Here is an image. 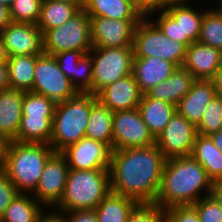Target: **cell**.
I'll use <instances>...</instances> for the list:
<instances>
[{
    "label": "cell",
    "mask_w": 222,
    "mask_h": 222,
    "mask_svg": "<svg viewBox=\"0 0 222 222\" xmlns=\"http://www.w3.org/2000/svg\"><path fill=\"white\" fill-rule=\"evenodd\" d=\"M166 158L156 144L111 151V191L139 202H155Z\"/></svg>",
    "instance_id": "cell-1"
},
{
    "label": "cell",
    "mask_w": 222,
    "mask_h": 222,
    "mask_svg": "<svg viewBox=\"0 0 222 222\" xmlns=\"http://www.w3.org/2000/svg\"><path fill=\"white\" fill-rule=\"evenodd\" d=\"M54 153L50 144L12 141L3 172L19 193H32L46 162Z\"/></svg>",
    "instance_id": "cell-4"
},
{
    "label": "cell",
    "mask_w": 222,
    "mask_h": 222,
    "mask_svg": "<svg viewBox=\"0 0 222 222\" xmlns=\"http://www.w3.org/2000/svg\"><path fill=\"white\" fill-rule=\"evenodd\" d=\"M111 149L104 143L83 138L67 146L60 153L66 158L69 169H109Z\"/></svg>",
    "instance_id": "cell-16"
},
{
    "label": "cell",
    "mask_w": 222,
    "mask_h": 222,
    "mask_svg": "<svg viewBox=\"0 0 222 222\" xmlns=\"http://www.w3.org/2000/svg\"><path fill=\"white\" fill-rule=\"evenodd\" d=\"M192 206L200 222H222V206L212 195L202 197Z\"/></svg>",
    "instance_id": "cell-37"
},
{
    "label": "cell",
    "mask_w": 222,
    "mask_h": 222,
    "mask_svg": "<svg viewBox=\"0 0 222 222\" xmlns=\"http://www.w3.org/2000/svg\"><path fill=\"white\" fill-rule=\"evenodd\" d=\"M94 48L133 46L134 33L140 20L89 17Z\"/></svg>",
    "instance_id": "cell-15"
},
{
    "label": "cell",
    "mask_w": 222,
    "mask_h": 222,
    "mask_svg": "<svg viewBox=\"0 0 222 222\" xmlns=\"http://www.w3.org/2000/svg\"><path fill=\"white\" fill-rule=\"evenodd\" d=\"M53 1H62L67 3H81L79 0H53Z\"/></svg>",
    "instance_id": "cell-54"
},
{
    "label": "cell",
    "mask_w": 222,
    "mask_h": 222,
    "mask_svg": "<svg viewBox=\"0 0 222 222\" xmlns=\"http://www.w3.org/2000/svg\"><path fill=\"white\" fill-rule=\"evenodd\" d=\"M222 63V51L200 42L190 44L186 49L183 67L196 80H211Z\"/></svg>",
    "instance_id": "cell-19"
},
{
    "label": "cell",
    "mask_w": 222,
    "mask_h": 222,
    "mask_svg": "<svg viewBox=\"0 0 222 222\" xmlns=\"http://www.w3.org/2000/svg\"><path fill=\"white\" fill-rule=\"evenodd\" d=\"M197 135V127L176 111L155 144L166 159L191 156Z\"/></svg>",
    "instance_id": "cell-13"
},
{
    "label": "cell",
    "mask_w": 222,
    "mask_h": 222,
    "mask_svg": "<svg viewBox=\"0 0 222 222\" xmlns=\"http://www.w3.org/2000/svg\"><path fill=\"white\" fill-rule=\"evenodd\" d=\"M53 210H47L50 212H46L45 209L43 210L39 222H68L67 212H62L55 208H50Z\"/></svg>",
    "instance_id": "cell-43"
},
{
    "label": "cell",
    "mask_w": 222,
    "mask_h": 222,
    "mask_svg": "<svg viewBox=\"0 0 222 222\" xmlns=\"http://www.w3.org/2000/svg\"><path fill=\"white\" fill-rule=\"evenodd\" d=\"M113 114L108 107L97 101L91 107L86 138L100 141L113 150Z\"/></svg>",
    "instance_id": "cell-27"
},
{
    "label": "cell",
    "mask_w": 222,
    "mask_h": 222,
    "mask_svg": "<svg viewBox=\"0 0 222 222\" xmlns=\"http://www.w3.org/2000/svg\"><path fill=\"white\" fill-rule=\"evenodd\" d=\"M24 93L16 89L0 91V135L11 142L17 138Z\"/></svg>",
    "instance_id": "cell-22"
},
{
    "label": "cell",
    "mask_w": 222,
    "mask_h": 222,
    "mask_svg": "<svg viewBox=\"0 0 222 222\" xmlns=\"http://www.w3.org/2000/svg\"><path fill=\"white\" fill-rule=\"evenodd\" d=\"M81 2V6L83 7V5L88 1V0H79Z\"/></svg>",
    "instance_id": "cell-55"
},
{
    "label": "cell",
    "mask_w": 222,
    "mask_h": 222,
    "mask_svg": "<svg viewBox=\"0 0 222 222\" xmlns=\"http://www.w3.org/2000/svg\"><path fill=\"white\" fill-rule=\"evenodd\" d=\"M14 1L15 0H0V4L6 6L7 8H10Z\"/></svg>",
    "instance_id": "cell-52"
},
{
    "label": "cell",
    "mask_w": 222,
    "mask_h": 222,
    "mask_svg": "<svg viewBox=\"0 0 222 222\" xmlns=\"http://www.w3.org/2000/svg\"><path fill=\"white\" fill-rule=\"evenodd\" d=\"M0 35L9 57L44 53L42 32L37 24L10 22Z\"/></svg>",
    "instance_id": "cell-17"
},
{
    "label": "cell",
    "mask_w": 222,
    "mask_h": 222,
    "mask_svg": "<svg viewBox=\"0 0 222 222\" xmlns=\"http://www.w3.org/2000/svg\"><path fill=\"white\" fill-rule=\"evenodd\" d=\"M192 0H164V11L176 6L191 5Z\"/></svg>",
    "instance_id": "cell-49"
},
{
    "label": "cell",
    "mask_w": 222,
    "mask_h": 222,
    "mask_svg": "<svg viewBox=\"0 0 222 222\" xmlns=\"http://www.w3.org/2000/svg\"><path fill=\"white\" fill-rule=\"evenodd\" d=\"M143 122L148 127L151 135L156 139L167 126L171 117L176 112L172 103L142 95L138 105Z\"/></svg>",
    "instance_id": "cell-24"
},
{
    "label": "cell",
    "mask_w": 222,
    "mask_h": 222,
    "mask_svg": "<svg viewBox=\"0 0 222 222\" xmlns=\"http://www.w3.org/2000/svg\"><path fill=\"white\" fill-rule=\"evenodd\" d=\"M97 101L94 93L77 91L69 100L56 104L49 143L55 152L86 137L91 107Z\"/></svg>",
    "instance_id": "cell-3"
},
{
    "label": "cell",
    "mask_w": 222,
    "mask_h": 222,
    "mask_svg": "<svg viewBox=\"0 0 222 222\" xmlns=\"http://www.w3.org/2000/svg\"><path fill=\"white\" fill-rule=\"evenodd\" d=\"M39 55H21L9 57L7 62L10 89L32 91L34 69Z\"/></svg>",
    "instance_id": "cell-29"
},
{
    "label": "cell",
    "mask_w": 222,
    "mask_h": 222,
    "mask_svg": "<svg viewBox=\"0 0 222 222\" xmlns=\"http://www.w3.org/2000/svg\"><path fill=\"white\" fill-rule=\"evenodd\" d=\"M89 54L93 59L92 93L95 95L107 85L132 74L133 46L92 47Z\"/></svg>",
    "instance_id": "cell-9"
},
{
    "label": "cell",
    "mask_w": 222,
    "mask_h": 222,
    "mask_svg": "<svg viewBox=\"0 0 222 222\" xmlns=\"http://www.w3.org/2000/svg\"><path fill=\"white\" fill-rule=\"evenodd\" d=\"M211 81L215 86L216 95L222 96V63L215 72V75L213 76Z\"/></svg>",
    "instance_id": "cell-46"
},
{
    "label": "cell",
    "mask_w": 222,
    "mask_h": 222,
    "mask_svg": "<svg viewBox=\"0 0 222 222\" xmlns=\"http://www.w3.org/2000/svg\"><path fill=\"white\" fill-rule=\"evenodd\" d=\"M44 206L31 193H18L0 222H39Z\"/></svg>",
    "instance_id": "cell-31"
},
{
    "label": "cell",
    "mask_w": 222,
    "mask_h": 222,
    "mask_svg": "<svg viewBox=\"0 0 222 222\" xmlns=\"http://www.w3.org/2000/svg\"><path fill=\"white\" fill-rule=\"evenodd\" d=\"M69 170L66 158L55 152L46 162L32 196L45 208H54L64 194Z\"/></svg>",
    "instance_id": "cell-14"
},
{
    "label": "cell",
    "mask_w": 222,
    "mask_h": 222,
    "mask_svg": "<svg viewBox=\"0 0 222 222\" xmlns=\"http://www.w3.org/2000/svg\"><path fill=\"white\" fill-rule=\"evenodd\" d=\"M93 59L87 53L79 60L74 74V88L76 91L92 92Z\"/></svg>",
    "instance_id": "cell-36"
},
{
    "label": "cell",
    "mask_w": 222,
    "mask_h": 222,
    "mask_svg": "<svg viewBox=\"0 0 222 222\" xmlns=\"http://www.w3.org/2000/svg\"><path fill=\"white\" fill-rule=\"evenodd\" d=\"M43 52L55 55L71 50L87 54L92 49L90 19L81 8L63 25L46 30L42 34Z\"/></svg>",
    "instance_id": "cell-7"
},
{
    "label": "cell",
    "mask_w": 222,
    "mask_h": 222,
    "mask_svg": "<svg viewBox=\"0 0 222 222\" xmlns=\"http://www.w3.org/2000/svg\"><path fill=\"white\" fill-rule=\"evenodd\" d=\"M10 22L9 8L0 4V31Z\"/></svg>",
    "instance_id": "cell-47"
},
{
    "label": "cell",
    "mask_w": 222,
    "mask_h": 222,
    "mask_svg": "<svg viewBox=\"0 0 222 222\" xmlns=\"http://www.w3.org/2000/svg\"><path fill=\"white\" fill-rule=\"evenodd\" d=\"M89 17L141 20L132 0H88L82 7Z\"/></svg>",
    "instance_id": "cell-26"
},
{
    "label": "cell",
    "mask_w": 222,
    "mask_h": 222,
    "mask_svg": "<svg viewBox=\"0 0 222 222\" xmlns=\"http://www.w3.org/2000/svg\"><path fill=\"white\" fill-rule=\"evenodd\" d=\"M215 146L222 152V129L210 135Z\"/></svg>",
    "instance_id": "cell-50"
},
{
    "label": "cell",
    "mask_w": 222,
    "mask_h": 222,
    "mask_svg": "<svg viewBox=\"0 0 222 222\" xmlns=\"http://www.w3.org/2000/svg\"><path fill=\"white\" fill-rule=\"evenodd\" d=\"M211 195L222 206V181H218V182L213 183Z\"/></svg>",
    "instance_id": "cell-48"
},
{
    "label": "cell",
    "mask_w": 222,
    "mask_h": 222,
    "mask_svg": "<svg viewBox=\"0 0 222 222\" xmlns=\"http://www.w3.org/2000/svg\"><path fill=\"white\" fill-rule=\"evenodd\" d=\"M55 108L56 103L48 97L32 91L25 92L15 141L49 144Z\"/></svg>",
    "instance_id": "cell-6"
},
{
    "label": "cell",
    "mask_w": 222,
    "mask_h": 222,
    "mask_svg": "<svg viewBox=\"0 0 222 222\" xmlns=\"http://www.w3.org/2000/svg\"><path fill=\"white\" fill-rule=\"evenodd\" d=\"M142 93L133 76L129 74L101 89L97 100L112 112L138 108Z\"/></svg>",
    "instance_id": "cell-18"
},
{
    "label": "cell",
    "mask_w": 222,
    "mask_h": 222,
    "mask_svg": "<svg viewBox=\"0 0 222 222\" xmlns=\"http://www.w3.org/2000/svg\"><path fill=\"white\" fill-rule=\"evenodd\" d=\"M10 89L7 62L0 63V91Z\"/></svg>",
    "instance_id": "cell-45"
},
{
    "label": "cell",
    "mask_w": 222,
    "mask_h": 222,
    "mask_svg": "<svg viewBox=\"0 0 222 222\" xmlns=\"http://www.w3.org/2000/svg\"><path fill=\"white\" fill-rule=\"evenodd\" d=\"M142 18H152V14L164 11V0H132Z\"/></svg>",
    "instance_id": "cell-41"
},
{
    "label": "cell",
    "mask_w": 222,
    "mask_h": 222,
    "mask_svg": "<svg viewBox=\"0 0 222 222\" xmlns=\"http://www.w3.org/2000/svg\"><path fill=\"white\" fill-rule=\"evenodd\" d=\"M165 222H200L192 205L173 206L165 210Z\"/></svg>",
    "instance_id": "cell-39"
},
{
    "label": "cell",
    "mask_w": 222,
    "mask_h": 222,
    "mask_svg": "<svg viewBox=\"0 0 222 222\" xmlns=\"http://www.w3.org/2000/svg\"><path fill=\"white\" fill-rule=\"evenodd\" d=\"M199 10V11H198ZM155 16L150 19L166 36L183 43L186 47L197 42L204 10L195 9L192 4L176 6L152 14Z\"/></svg>",
    "instance_id": "cell-10"
},
{
    "label": "cell",
    "mask_w": 222,
    "mask_h": 222,
    "mask_svg": "<svg viewBox=\"0 0 222 222\" xmlns=\"http://www.w3.org/2000/svg\"><path fill=\"white\" fill-rule=\"evenodd\" d=\"M178 66L156 57H134L132 74L144 95L155 85L165 81Z\"/></svg>",
    "instance_id": "cell-20"
},
{
    "label": "cell",
    "mask_w": 222,
    "mask_h": 222,
    "mask_svg": "<svg viewBox=\"0 0 222 222\" xmlns=\"http://www.w3.org/2000/svg\"><path fill=\"white\" fill-rule=\"evenodd\" d=\"M138 202L132 198L110 192L94 209L98 222H127Z\"/></svg>",
    "instance_id": "cell-28"
},
{
    "label": "cell",
    "mask_w": 222,
    "mask_h": 222,
    "mask_svg": "<svg viewBox=\"0 0 222 222\" xmlns=\"http://www.w3.org/2000/svg\"><path fill=\"white\" fill-rule=\"evenodd\" d=\"M195 81L194 76L183 66L177 67L169 78L155 85L146 95L150 98L160 99L176 106L190 91Z\"/></svg>",
    "instance_id": "cell-23"
},
{
    "label": "cell",
    "mask_w": 222,
    "mask_h": 222,
    "mask_svg": "<svg viewBox=\"0 0 222 222\" xmlns=\"http://www.w3.org/2000/svg\"><path fill=\"white\" fill-rule=\"evenodd\" d=\"M10 140L6 137L0 135V171H3V168L6 163L7 151L10 145Z\"/></svg>",
    "instance_id": "cell-44"
},
{
    "label": "cell",
    "mask_w": 222,
    "mask_h": 222,
    "mask_svg": "<svg viewBox=\"0 0 222 222\" xmlns=\"http://www.w3.org/2000/svg\"><path fill=\"white\" fill-rule=\"evenodd\" d=\"M43 0H15L9 8L11 22L37 24Z\"/></svg>",
    "instance_id": "cell-34"
},
{
    "label": "cell",
    "mask_w": 222,
    "mask_h": 222,
    "mask_svg": "<svg viewBox=\"0 0 222 222\" xmlns=\"http://www.w3.org/2000/svg\"><path fill=\"white\" fill-rule=\"evenodd\" d=\"M222 129V96L215 95L204 109L202 119L197 126V133L210 136Z\"/></svg>",
    "instance_id": "cell-33"
},
{
    "label": "cell",
    "mask_w": 222,
    "mask_h": 222,
    "mask_svg": "<svg viewBox=\"0 0 222 222\" xmlns=\"http://www.w3.org/2000/svg\"><path fill=\"white\" fill-rule=\"evenodd\" d=\"M9 55L6 51V47L4 45V41L2 36L0 35V63H4L8 60Z\"/></svg>",
    "instance_id": "cell-51"
},
{
    "label": "cell",
    "mask_w": 222,
    "mask_h": 222,
    "mask_svg": "<svg viewBox=\"0 0 222 222\" xmlns=\"http://www.w3.org/2000/svg\"><path fill=\"white\" fill-rule=\"evenodd\" d=\"M127 222H165V210L156 202H139L132 209Z\"/></svg>",
    "instance_id": "cell-35"
},
{
    "label": "cell",
    "mask_w": 222,
    "mask_h": 222,
    "mask_svg": "<svg viewBox=\"0 0 222 222\" xmlns=\"http://www.w3.org/2000/svg\"><path fill=\"white\" fill-rule=\"evenodd\" d=\"M191 156L205 169L213 183L222 181V152L210 136L197 135Z\"/></svg>",
    "instance_id": "cell-25"
},
{
    "label": "cell",
    "mask_w": 222,
    "mask_h": 222,
    "mask_svg": "<svg viewBox=\"0 0 222 222\" xmlns=\"http://www.w3.org/2000/svg\"><path fill=\"white\" fill-rule=\"evenodd\" d=\"M18 193L8 176L0 171V218Z\"/></svg>",
    "instance_id": "cell-40"
},
{
    "label": "cell",
    "mask_w": 222,
    "mask_h": 222,
    "mask_svg": "<svg viewBox=\"0 0 222 222\" xmlns=\"http://www.w3.org/2000/svg\"><path fill=\"white\" fill-rule=\"evenodd\" d=\"M215 95V86L211 80H196L190 91L176 105V111L197 127L204 109Z\"/></svg>",
    "instance_id": "cell-21"
},
{
    "label": "cell",
    "mask_w": 222,
    "mask_h": 222,
    "mask_svg": "<svg viewBox=\"0 0 222 222\" xmlns=\"http://www.w3.org/2000/svg\"><path fill=\"white\" fill-rule=\"evenodd\" d=\"M110 192L109 169H70L64 194L54 208L62 212L94 210Z\"/></svg>",
    "instance_id": "cell-5"
},
{
    "label": "cell",
    "mask_w": 222,
    "mask_h": 222,
    "mask_svg": "<svg viewBox=\"0 0 222 222\" xmlns=\"http://www.w3.org/2000/svg\"><path fill=\"white\" fill-rule=\"evenodd\" d=\"M155 144L138 108L113 114V150L149 147Z\"/></svg>",
    "instance_id": "cell-12"
},
{
    "label": "cell",
    "mask_w": 222,
    "mask_h": 222,
    "mask_svg": "<svg viewBox=\"0 0 222 222\" xmlns=\"http://www.w3.org/2000/svg\"><path fill=\"white\" fill-rule=\"evenodd\" d=\"M32 92L44 95L57 104L69 100L77 91L60 70L55 57L43 53L36 59Z\"/></svg>",
    "instance_id": "cell-11"
},
{
    "label": "cell",
    "mask_w": 222,
    "mask_h": 222,
    "mask_svg": "<svg viewBox=\"0 0 222 222\" xmlns=\"http://www.w3.org/2000/svg\"><path fill=\"white\" fill-rule=\"evenodd\" d=\"M82 8L81 3L43 0L37 26L42 34L63 25Z\"/></svg>",
    "instance_id": "cell-30"
},
{
    "label": "cell",
    "mask_w": 222,
    "mask_h": 222,
    "mask_svg": "<svg viewBox=\"0 0 222 222\" xmlns=\"http://www.w3.org/2000/svg\"><path fill=\"white\" fill-rule=\"evenodd\" d=\"M212 185L205 169L192 156L169 158L165 161L155 202L164 210L194 205L211 195Z\"/></svg>",
    "instance_id": "cell-2"
},
{
    "label": "cell",
    "mask_w": 222,
    "mask_h": 222,
    "mask_svg": "<svg viewBox=\"0 0 222 222\" xmlns=\"http://www.w3.org/2000/svg\"><path fill=\"white\" fill-rule=\"evenodd\" d=\"M218 1H219V0H218ZM219 2H220V3H218L219 5H218V4H216L217 6L214 5V6H215L214 8H215V9L218 11V13L222 16V0H220ZM216 7H217V8H216Z\"/></svg>",
    "instance_id": "cell-53"
},
{
    "label": "cell",
    "mask_w": 222,
    "mask_h": 222,
    "mask_svg": "<svg viewBox=\"0 0 222 222\" xmlns=\"http://www.w3.org/2000/svg\"><path fill=\"white\" fill-rule=\"evenodd\" d=\"M134 57H156L183 66L187 47L165 34L148 18L136 26L133 41Z\"/></svg>",
    "instance_id": "cell-8"
},
{
    "label": "cell",
    "mask_w": 222,
    "mask_h": 222,
    "mask_svg": "<svg viewBox=\"0 0 222 222\" xmlns=\"http://www.w3.org/2000/svg\"><path fill=\"white\" fill-rule=\"evenodd\" d=\"M68 222H98L94 210L67 212Z\"/></svg>",
    "instance_id": "cell-42"
},
{
    "label": "cell",
    "mask_w": 222,
    "mask_h": 222,
    "mask_svg": "<svg viewBox=\"0 0 222 222\" xmlns=\"http://www.w3.org/2000/svg\"><path fill=\"white\" fill-rule=\"evenodd\" d=\"M206 8L204 9L198 42L222 51V16L214 7Z\"/></svg>",
    "instance_id": "cell-32"
},
{
    "label": "cell",
    "mask_w": 222,
    "mask_h": 222,
    "mask_svg": "<svg viewBox=\"0 0 222 222\" xmlns=\"http://www.w3.org/2000/svg\"><path fill=\"white\" fill-rule=\"evenodd\" d=\"M83 55V52L76 50L60 52L54 55L59 64L60 70L66 75L68 79H70L73 87L76 66Z\"/></svg>",
    "instance_id": "cell-38"
}]
</instances>
